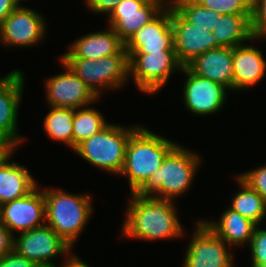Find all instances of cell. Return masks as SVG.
Segmentation results:
<instances>
[{
	"instance_id": "1",
	"label": "cell",
	"mask_w": 266,
	"mask_h": 267,
	"mask_svg": "<svg viewBox=\"0 0 266 267\" xmlns=\"http://www.w3.org/2000/svg\"><path fill=\"white\" fill-rule=\"evenodd\" d=\"M121 235L128 239L156 242L184 237L177 205L174 201L130 193Z\"/></svg>"
},
{
	"instance_id": "2",
	"label": "cell",
	"mask_w": 266,
	"mask_h": 267,
	"mask_svg": "<svg viewBox=\"0 0 266 267\" xmlns=\"http://www.w3.org/2000/svg\"><path fill=\"white\" fill-rule=\"evenodd\" d=\"M194 152L178 143L137 194L174 202L183 197L191 188L202 163L200 155Z\"/></svg>"
},
{
	"instance_id": "3",
	"label": "cell",
	"mask_w": 266,
	"mask_h": 267,
	"mask_svg": "<svg viewBox=\"0 0 266 267\" xmlns=\"http://www.w3.org/2000/svg\"><path fill=\"white\" fill-rule=\"evenodd\" d=\"M177 144L142 125L130 135L124 167L119 174L127 177L130 193H137L148 182Z\"/></svg>"
},
{
	"instance_id": "4",
	"label": "cell",
	"mask_w": 266,
	"mask_h": 267,
	"mask_svg": "<svg viewBox=\"0 0 266 267\" xmlns=\"http://www.w3.org/2000/svg\"><path fill=\"white\" fill-rule=\"evenodd\" d=\"M46 225L72 248L93 216V198L88 193H70L60 188H43Z\"/></svg>"
},
{
	"instance_id": "5",
	"label": "cell",
	"mask_w": 266,
	"mask_h": 267,
	"mask_svg": "<svg viewBox=\"0 0 266 267\" xmlns=\"http://www.w3.org/2000/svg\"><path fill=\"white\" fill-rule=\"evenodd\" d=\"M139 124L123 126L108 123L98 133L78 144L73 152L96 169L118 175L121 173L130 135Z\"/></svg>"
},
{
	"instance_id": "6",
	"label": "cell",
	"mask_w": 266,
	"mask_h": 267,
	"mask_svg": "<svg viewBox=\"0 0 266 267\" xmlns=\"http://www.w3.org/2000/svg\"><path fill=\"white\" fill-rule=\"evenodd\" d=\"M99 97L107 89L119 90L129 83L128 54H114L98 60L60 58Z\"/></svg>"
},
{
	"instance_id": "7",
	"label": "cell",
	"mask_w": 266,
	"mask_h": 267,
	"mask_svg": "<svg viewBox=\"0 0 266 267\" xmlns=\"http://www.w3.org/2000/svg\"><path fill=\"white\" fill-rule=\"evenodd\" d=\"M129 81L142 94L155 95L168 83L172 74L183 67L175 50H161L151 54H128Z\"/></svg>"
},
{
	"instance_id": "8",
	"label": "cell",
	"mask_w": 266,
	"mask_h": 267,
	"mask_svg": "<svg viewBox=\"0 0 266 267\" xmlns=\"http://www.w3.org/2000/svg\"><path fill=\"white\" fill-rule=\"evenodd\" d=\"M25 75L15 69L0 77V150H17L25 141L18 127L19 107L24 93Z\"/></svg>"
},
{
	"instance_id": "9",
	"label": "cell",
	"mask_w": 266,
	"mask_h": 267,
	"mask_svg": "<svg viewBox=\"0 0 266 267\" xmlns=\"http://www.w3.org/2000/svg\"><path fill=\"white\" fill-rule=\"evenodd\" d=\"M183 267H235L232 248L199 219L191 233Z\"/></svg>"
},
{
	"instance_id": "10",
	"label": "cell",
	"mask_w": 266,
	"mask_h": 267,
	"mask_svg": "<svg viewBox=\"0 0 266 267\" xmlns=\"http://www.w3.org/2000/svg\"><path fill=\"white\" fill-rule=\"evenodd\" d=\"M46 19L22 3L0 24V44L11 48H29L41 44L48 35Z\"/></svg>"
},
{
	"instance_id": "11",
	"label": "cell",
	"mask_w": 266,
	"mask_h": 267,
	"mask_svg": "<svg viewBox=\"0 0 266 267\" xmlns=\"http://www.w3.org/2000/svg\"><path fill=\"white\" fill-rule=\"evenodd\" d=\"M14 250L38 266H56L53 260L65 258L73 248L45 224L15 235Z\"/></svg>"
},
{
	"instance_id": "12",
	"label": "cell",
	"mask_w": 266,
	"mask_h": 267,
	"mask_svg": "<svg viewBox=\"0 0 266 267\" xmlns=\"http://www.w3.org/2000/svg\"><path fill=\"white\" fill-rule=\"evenodd\" d=\"M186 76L182 87L184 108L196 116L217 114L223 109L228 91L225 86L192 73L186 66L181 68Z\"/></svg>"
},
{
	"instance_id": "13",
	"label": "cell",
	"mask_w": 266,
	"mask_h": 267,
	"mask_svg": "<svg viewBox=\"0 0 266 267\" xmlns=\"http://www.w3.org/2000/svg\"><path fill=\"white\" fill-rule=\"evenodd\" d=\"M63 72L46 78L44 82L47 105L78 109L96 104L99 97L65 63Z\"/></svg>"
},
{
	"instance_id": "14",
	"label": "cell",
	"mask_w": 266,
	"mask_h": 267,
	"mask_svg": "<svg viewBox=\"0 0 266 267\" xmlns=\"http://www.w3.org/2000/svg\"><path fill=\"white\" fill-rule=\"evenodd\" d=\"M171 21L174 50L182 66L206 51L224 47L212 31L191 24L172 5Z\"/></svg>"
},
{
	"instance_id": "15",
	"label": "cell",
	"mask_w": 266,
	"mask_h": 267,
	"mask_svg": "<svg viewBox=\"0 0 266 267\" xmlns=\"http://www.w3.org/2000/svg\"><path fill=\"white\" fill-rule=\"evenodd\" d=\"M40 186L22 198L0 205V221L14 236L46 224L45 198Z\"/></svg>"
},
{
	"instance_id": "16",
	"label": "cell",
	"mask_w": 266,
	"mask_h": 267,
	"mask_svg": "<svg viewBox=\"0 0 266 267\" xmlns=\"http://www.w3.org/2000/svg\"><path fill=\"white\" fill-rule=\"evenodd\" d=\"M169 0H123L107 17V25L126 43L138 30L151 21Z\"/></svg>"
},
{
	"instance_id": "17",
	"label": "cell",
	"mask_w": 266,
	"mask_h": 267,
	"mask_svg": "<svg viewBox=\"0 0 266 267\" xmlns=\"http://www.w3.org/2000/svg\"><path fill=\"white\" fill-rule=\"evenodd\" d=\"M161 50H174L170 3L125 43L127 54H151Z\"/></svg>"
},
{
	"instance_id": "18",
	"label": "cell",
	"mask_w": 266,
	"mask_h": 267,
	"mask_svg": "<svg viewBox=\"0 0 266 267\" xmlns=\"http://www.w3.org/2000/svg\"><path fill=\"white\" fill-rule=\"evenodd\" d=\"M114 54H127L125 43L107 26L105 30L92 31L69 43L68 51L62 53L60 58L98 60Z\"/></svg>"
},
{
	"instance_id": "19",
	"label": "cell",
	"mask_w": 266,
	"mask_h": 267,
	"mask_svg": "<svg viewBox=\"0 0 266 267\" xmlns=\"http://www.w3.org/2000/svg\"><path fill=\"white\" fill-rule=\"evenodd\" d=\"M17 150H0V205L22 198L38 184L30 170L12 161Z\"/></svg>"
},
{
	"instance_id": "20",
	"label": "cell",
	"mask_w": 266,
	"mask_h": 267,
	"mask_svg": "<svg viewBox=\"0 0 266 267\" xmlns=\"http://www.w3.org/2000/svg\"><path fill=\"white\" fill-rule=\"evenodd\" d=\"M247 43L233 47V91H244L265 77L266 60L262 49Z\"/></svg>"
},
{
	"instance_id": "21",
	"label": "cell",
	"mask_w": 266,
	"mask_h": 267,
	"mask_svg": "<svg viewBox=\"0 0 266 267\" xmlns=\"http://www.w3.org/2000/svg\"><path fill=\"white\" fill-rule=\"evenodd\" d=\"M186 67L233 92V48L219 47L194 58Z\"/></svg>"
},
{
	"instance_id": "22",
	"label": "cell",
	"mask_w": 266,
	"mask_h": 267,
	"mask_svg": "<svg viewBox=\"0 0 266 267\" xmlns=\"http://www.w3.org/2000/svg\"><path fill=\"white\" fill-rule=\"evenodd\" d=\"M218 221L203 219L202 221L231 248H244L249 246L257 224L243 217L227 207Z\"/></svg>"
},
{
	"instance_id": "23",
	"label": "cell",
	"mask_w": 266,
	"mask_h": 267,
	"mask_svg": "<svg viewBox=\"0 0 266 267\" xmlns=\"http://www.w3.org/2000/svg\"><path fill=\"white\" fill-rule=\"evenodd\" d=\"M212 33L224 47L233 48L246 41L252 44L260 40L253 35L252 15H221Z\"/></svg>"
},
{
	"instance_id": "24",
	"label": "cell",
	"mask_w": 266,
	"mask_h": 267,
	"mask_svg": "<svg viewBox=\"0 0 266 267\" xmlns=\"http://www.w3.org/2000/svg\"><path fill=\"white\" fill-rule=\"evenodd\" d=\"M234 177L239 191L232 196L229 208L260 225L266 220V200L238 175Z\"/></svg>"
},
{
	"instance_id": "25",
	"label": "cell",
	"mask_w": 266,
	"mask_h": 267,
	"mask_svg": "<svg viewBox=\"0 0 266 267\" xmlns=\"http://www.w3.org/2000/svg\"><path fill=\"white\" fill-rule=\"evenodd\" d=\"M50 110L44 118V131L47 137L65 144L73 150V108L48 106Z\"/></svg>"
},
{
	"instance_id": "26",
	"label": "cell",
	"mask_w": 266,
	"mask_h": 267,
	"mask_svg": "<svg viewBox=\"0 0 266 267\" xmlns=\"http://www.w3.org/2000/svg\"><path fill=\"white\" fill-rule=\"evenodd\" d=\"M91 105L74 111L73 151L83 140L92 137L109 123L103 114Z\"/></svg>"
},
{
	"instance_id": "27",
	"label": "cell",
	"mask_w": 266,
	"mask_h": 267,
	"mask_svg": "<svg viewBox=\"0 0 266 267\" xmlns=\"http://www.w3.org/2000/svg\"><path fill=\"white\" fill-rule=\"evenodd\" d=\"M169 3L191 24L213 30L222 14L198 4L194 0H169Z\"/></svg>"
},
{
	"instance_id": "28",
	"label": "cell",
	"mask_w": 266,
	"mask_h": 267,
	"mask_svg": "<svg viewBox=\"0 0 266 267\" xmlns=\"http://www.w3.org/2000/svg\"><path fill=\"white\" fill-rule=\"evenodd\" d=\"M212 11L227 15H252L254 0H194Z\"/></svg>"
},
{
	"instance_id": "29",
	"label": "cell",
	"mask_w": 266,
	"mask_h": 267,
	"mask_svg": "<svg viewBox=\"0 0 266 267\" xmlns=\"http://www.w3.org/2000/svg\"><path fill=\"white\" fill-rule=\"evenodd\" d=\"M257 225L254 231V235L249 244L251 267H259L266 264V228H260Z\"/></svg>"
},
{
	"instance_id": "30",
	"label": "cell",
	"mask_w": 266,
	"mask_h": 267,
	"mask_svg": "<svg viewBox=\"0 0 266 267\" xmlns=\"http://www.w3.org/2000/svg\"><path fill=\"white\" fill-rule=\"evenodd\" d=\"M238 176L266 200V163Z\"/></svg>"
},
{
	"instance_id": "31",
	"label": "cell",
	"mask_w": 266,
	"mask_h": 267,
	"mask_svg": "<svg viewBox=\"0 0 266 267\" xmlns=\"http://www.w3.org/2000/svg\"><path fill=\"white\" fill-rule=\"evenodd\" d=\"M252 29L255 38L266 39V0H254Z\"/></svg>"
},
{
	"instance_id": "32",
	"label": "cell",
	"mask_w": 266,
	"mask_h": 267,
	"mask_svg": "<svg viewBox=\"0 0 266 267\" xmlns=\"http://www.w3.org/2000/svg\"><path fill=\"white\" fill-rule=\"evenodd\" d=\"M123 0H83L85 3L86 9L91 13L105 14L109 16L112 11L115 9L116 5Z\"/></svg>"
},
{
	"instance_id": "33",
	"label": "cell",
	"mask_w": 266,
	"mask_h": 267,
	"mask_svg": "<svg viewBox=\"0 0 266 267\" xmlns=\"http://www.w3.org/2000/svg\"><path fill=\"white\" fill-rule=\"evenodd\" d=\"M0 267H39L35 262L28 260L15 250L0 259Z\"/></svg>"
},
{
	"instance_id": "34",
	"label": "cell",
	"mask_w": 266,
	"mask_h": 267,
	"mask_svg": "<svg viewBox=\"0 0 266 267\" xmlns=\"http://www.w3.org/2000/svg\"><path fill=\"white\" fill-rule=\"evenodd\" d=\"M14 250V235L0 221V259Z\"/></svg>"
},
{
	"instance_id": "35",
	"label": "cell",
	"mask_w": 266,
	"mask_h": 267,
	"mask_svg": "<svg viewBox=\"0 0 266 267\" xmlns=\"http://www.w3.org/2000/svg\"><path fill=\"white\" fill-rule=\"evenodd\" d=\"M20 0H0V24L21 4Z\"/></svg>"
},
{
	"instance_id": "36",
	"label": "cell",
	"mask_w": 266,
	"mask_h": 267,
	"mask_svg": "<svg viewBox=\"0 0 266 267\" xmlns=\"http://www.w3.org/2000/svg\"><path fill=\"white\" fill-rule=\"evenodd\" d=\"M57 267H90V266L82 259H80V257L74 253V250H72L68 255L65 256L64 261H62V265Z\"/></svg>"
},
{
	"instance_id": "37",
	"label": "cell",
	"mask_w": 266,
	"mask_h": 267,
	"mask_svg": "<svg viewBox=\"0 0 266 267\" xmlns=\"http://www.w3.org/2000/svg\"><path fill=\"white\" fill-rule=\"evenodd\" d=\"M39 267H57V266H39Z\"/></svg>"
}]
</instances>
